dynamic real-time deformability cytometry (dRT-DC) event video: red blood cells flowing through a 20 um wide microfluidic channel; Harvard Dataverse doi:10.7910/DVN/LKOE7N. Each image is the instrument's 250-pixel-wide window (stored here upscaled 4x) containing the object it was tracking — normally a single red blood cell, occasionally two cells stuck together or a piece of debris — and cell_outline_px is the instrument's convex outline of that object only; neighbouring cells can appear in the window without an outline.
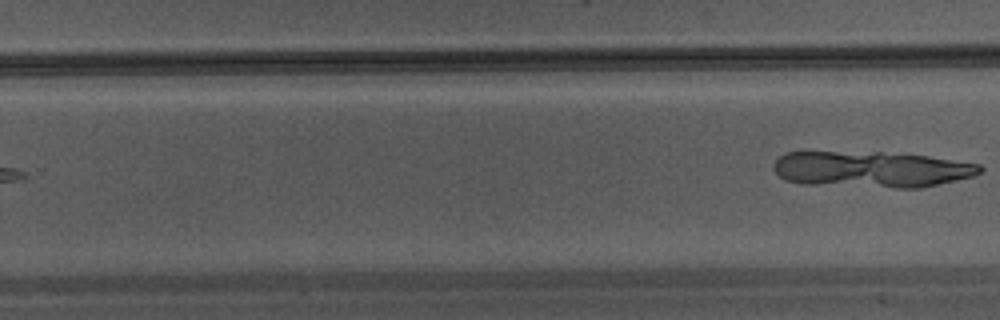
{"species": "Egyptian fruit bat (a non-hibernating species)", "species_latin": "Rousettus aegyptiacus", "temperature_condition": "warm", "stored_images_in_passage": 8, "segment_of_instrument_passage": [2, 2], "camera_frame_rate_fps": 3000, "um_per_image_px": 0.085, "animal": {"sex": "male"}, "frame": {"image": 1, "passage_image": 8, "time_ms": 2.333, "image_size_px": [1000, 320], "cell_outline_px": [[984, 172], [972, 176], [956, 180], [920, 188], [896, 188], [804, 184], [784, 180], [772, 168], [772, 164], [784, 152], [880, 152], [928, 156], [980, 164], [984, 168]], "centroid_in_image_um": [74.06, 14.4], "position_along_channel_um": 255.7, "area_um2": 43.7}}